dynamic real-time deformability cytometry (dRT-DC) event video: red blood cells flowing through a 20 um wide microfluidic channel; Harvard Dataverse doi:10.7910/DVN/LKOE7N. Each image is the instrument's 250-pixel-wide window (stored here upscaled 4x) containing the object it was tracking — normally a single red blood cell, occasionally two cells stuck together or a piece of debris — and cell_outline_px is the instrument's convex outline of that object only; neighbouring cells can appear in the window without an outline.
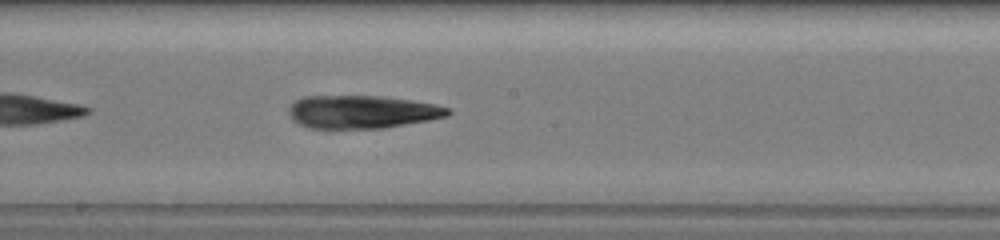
{"species": "common noctule bat (a hibernating species)", "species_latin": "Nyctalus noctula", "temperature_condition": "warm", "stored_images_in_passage": 24, "camera_frame_rate_fps": 3000, "um_per_image_px": 0.085, "animal": {"sex": "female", "body_mass_g": 19.5, "forearm_length_mm": 54.1}, "frame": {"image": 1, "passage_image": 11, "time_ms": 4.667, "image_size_px": [1000, 240], "cell_outline_px": [[452, 112], [448, 116], [428, 120], [384, 128], [308, 128], [292, 120], [288, 116], [288, 108], [296, 100], [304, 96], [384, 96], [412, 100], [436, 104], [448, 108]], "centroid_in_image_um": [30.76, 9.5], "position_along_channel_um": 217.4, "area_um2": 30.75}}
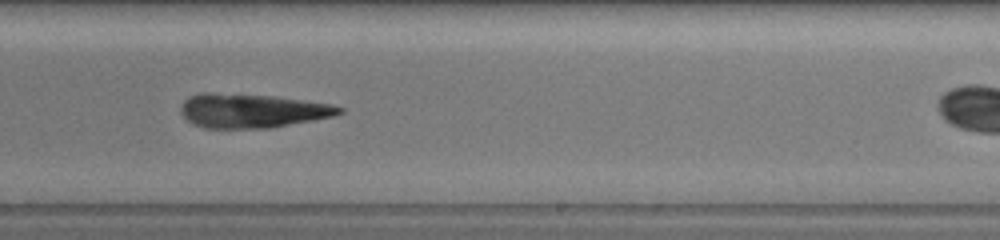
{"frame": {"image": 2, "passage_image": 14, "time_ms": 6.0, "image_size_px": [1000, 240], "cell_outline_px": [[344, 112], [332, 116], [312, 120], [268, 128], [204, 128], [192, 124], [180, 112], [180, 108], [184, 100], [188, 96], [204, 92], [212, 92], [272, 96], [332, 104], [344, 108]], "centroid_in_image_um": [21.38, 9.41], "position_along_channel_um": 267.6, "area_um2": 31.39}}